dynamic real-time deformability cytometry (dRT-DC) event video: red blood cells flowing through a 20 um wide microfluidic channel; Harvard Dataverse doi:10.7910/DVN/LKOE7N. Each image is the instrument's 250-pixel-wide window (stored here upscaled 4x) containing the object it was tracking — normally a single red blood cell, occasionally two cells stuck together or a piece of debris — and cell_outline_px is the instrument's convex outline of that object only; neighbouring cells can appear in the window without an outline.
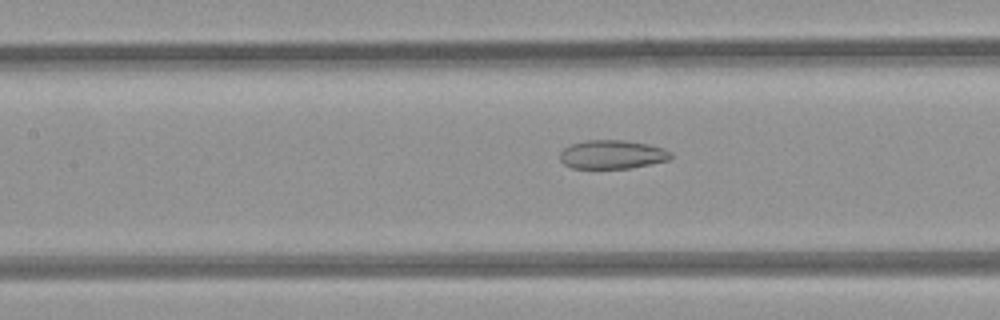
{"species": "common noctule bat (a hibernating species)", "species_latin": "Nyctalus noctula", "temperature_condition": "room temperature", "stored_images_in_passage": 38, "camera_frame_rate_fps": 3000, "um_per_image_px": 0.085, "animal": {"sex": "female", "body_mass_g": 21.9}, "frame": {"image": 1, "passage_image": 9, "time_ms": 2.667, "image_size_px": [1000, 320], "cell_outline_px": [[672, 156], [668, 160], [628, 168], [572, 168], [564, 164], [560, 160], [560, 152], [564, 148], [572, 144], [588, 140], [624, 140], [648, 144], [664, 148], [672, 152]], "centroid_in_image_um": [52.03, 13.12], "position_along_channel_um": 155.4, "area_um2": 18.44}}
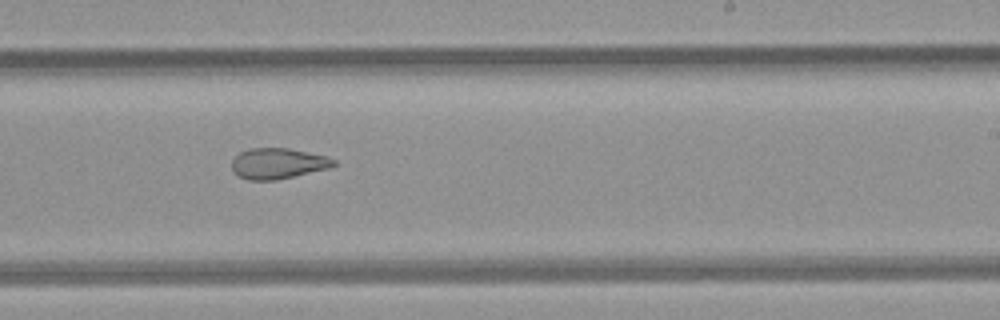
{"frame": {"image": 2, "passage_image": 17, "time_ms": 5.333, "image_size_px": [1000, 320], "cell_outline_px": [[336, 164], [328, 168], [276, 180], [248, 180], [240, 176], [232, 168], [232, 160], [240, 152], [248, 148], [288, 148], [328, 156], [336, 160]], "centroid_in_image_um": [23.63, 13.88], "position_along_channel_um": 265.4, "area_um2": 18.09}}
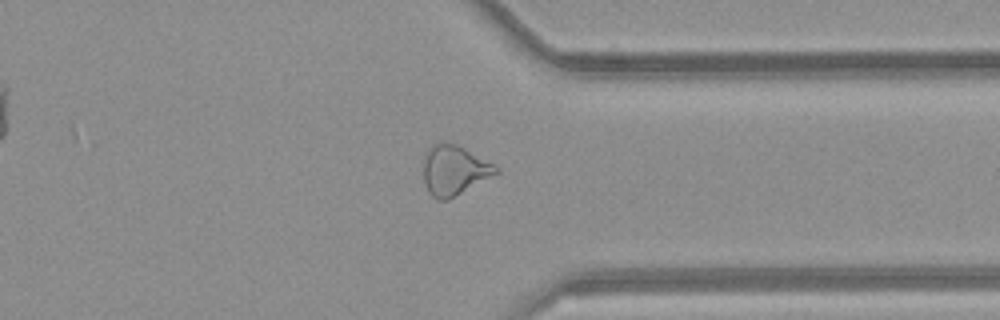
{"frame": {"image": 3, "passage_image": 25, "time_ms": 8.0, "image_size_px": [1000, 320], "cell_outline_px": [[500, 172], [448, 200], [436, 200], [428, 192], [424, 180], [424, 152], [436, 140], [444, 140], [456, 144], [464, 148], [500, 168]], "centroid_in_image_um": [38.57, 14.44], "position_along_channel_um": 372.8, "area_um2": 21.33}}